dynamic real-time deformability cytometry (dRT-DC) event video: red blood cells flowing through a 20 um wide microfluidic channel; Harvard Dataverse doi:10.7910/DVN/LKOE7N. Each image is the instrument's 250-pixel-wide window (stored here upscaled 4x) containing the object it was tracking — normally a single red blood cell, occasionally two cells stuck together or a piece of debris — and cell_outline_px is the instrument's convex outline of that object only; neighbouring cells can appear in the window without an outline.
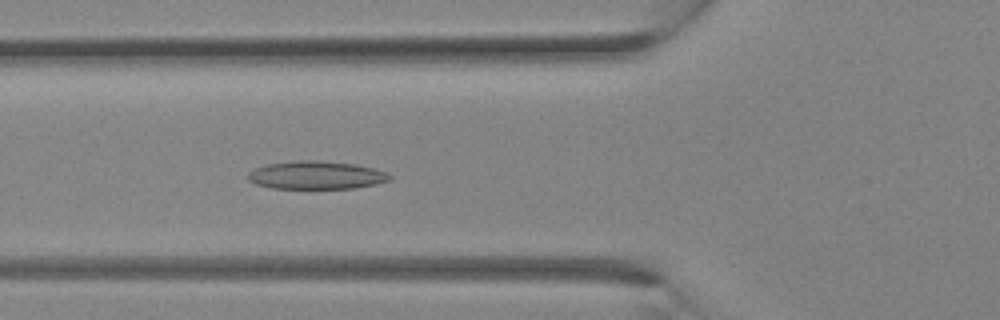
{"species": "Egyptian fruit bat (a non-hibernating species)", "species_latin": "Rousettus aegyptiacus", "temperature_condition": "room temperature", "stored_images_in_passage": 12, "camera_frame_rate_fps": 3000, "um_per_image_px": 0.085, "animal": {"sex": "female"}, "frame": {"image": 1, "passage_image": 12, "time_ms": 3.667, "image_size_px": [1000, 320], "cell_outline_px": [[392, 180], [376, 184], [356, 188], [272, 188], [256, 184], [248, 180], [248, 172], [252, 168], [268, 164], [296, 160], [320, 160], [356, 164], [388, 172], [392, 176]], "centroid_in_image_um": [26.89, 14.88], "position_along_channel_um": 98.9, "area_um2": 23.41}}